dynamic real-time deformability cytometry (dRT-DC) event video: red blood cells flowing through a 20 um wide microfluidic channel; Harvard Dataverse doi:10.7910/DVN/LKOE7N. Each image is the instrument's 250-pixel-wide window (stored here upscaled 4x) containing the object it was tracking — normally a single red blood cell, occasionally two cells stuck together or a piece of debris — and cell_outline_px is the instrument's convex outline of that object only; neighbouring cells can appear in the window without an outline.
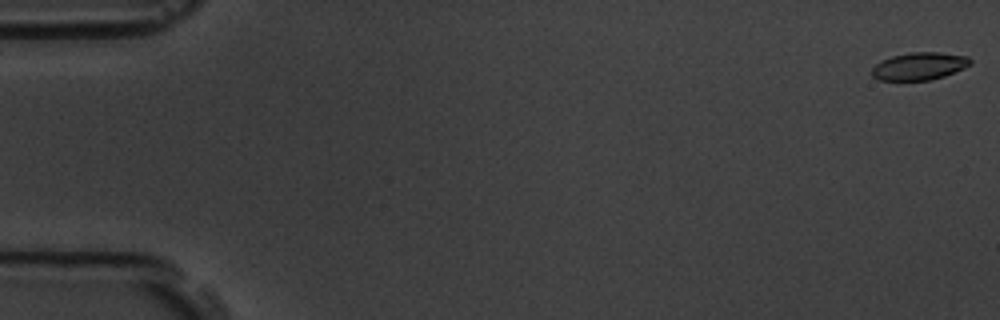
{"species": "common noctule bat (a hibernating species)", "species_latin": "Nyctalus noctula", "temperature_condition": "room temperature", "stored_images_in_passage": 8, "camera_frame_rate_fps": 3000, "um_per_image_px": 0.085, "animal": {"sex": "male", "body_mass_g": 19.5, "forearm_length_mm": 54.6}, "frame": {"image": 1, "passage_image": 1, "time_ms": 0.0, "image_size_px": [1000, 320], "cell_outline_px": [[972, 64], [964, 68], [944, 76], [928, 80], [876, 80], [872, 76], [872, 68], [880, 60], [892, 56], [912, 52], [940, 52], [968, 56], [972, 60]], "centroid_in_image_um": [78.14, 5.62], "position_along_channel_um": 6.9, "area_um2": 15.9}}